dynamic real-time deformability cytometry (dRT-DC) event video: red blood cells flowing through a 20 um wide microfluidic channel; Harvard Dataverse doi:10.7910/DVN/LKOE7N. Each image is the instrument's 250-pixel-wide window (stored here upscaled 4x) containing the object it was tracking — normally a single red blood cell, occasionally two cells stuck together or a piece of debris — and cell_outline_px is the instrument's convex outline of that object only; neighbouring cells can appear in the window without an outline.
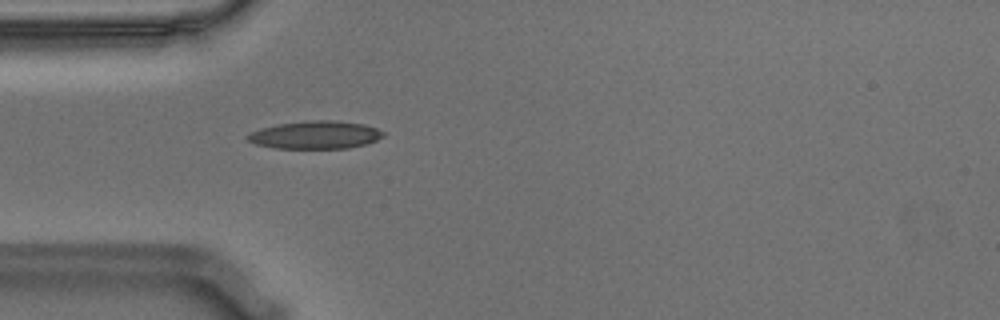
{"species": "Egyptian fruit bat (a non-hibernating species)", "species_latin": "Rousettus aegyptiacus", "temperature_condition": "warm", "stored_images_in_passage": 42, "camera_frame_rate_fps": 3000, "um_per_image_px": 0.085, "animal": {"sex": "male"}, "frame": {"image": 1, "passage_image": 2, "time_ms": 0.333, "image_size_px": [1000, 320], "cell_outline_px": [[384, 136], [376, 140], [364, 144], [348, 148], [276, 148], [256, 144], [248, 140], [244, 136], [260, 128], [280, 124], [304, 120], [332, 120], [364, 124], [376, 128], [384, 132]], "centroid_in_image_um": [26.8, 11.46], "position_along_channel_um": 58.2, "area_um2": 21.91}}
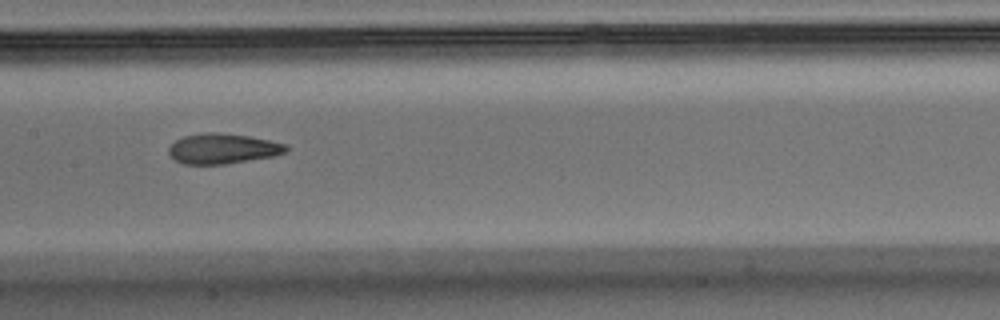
{"frame": {"image": 2, "passage_image": 13, "time_ms": 4.0, "image_size_px": [1000, 320], "cell_outline_px": [[288, 148], [284, 152], [272, 156], [224, 164], [184, 164], [176, 160], [168, 152], [168, 148], [176, 140], [184, 136], [204, 132], [220, 132], [248, 136], [288, 144]], "centroid_in_image_um": [18.92, 12.62], "position_along_channel_um": 188.5, "area_um2": 20.46}}
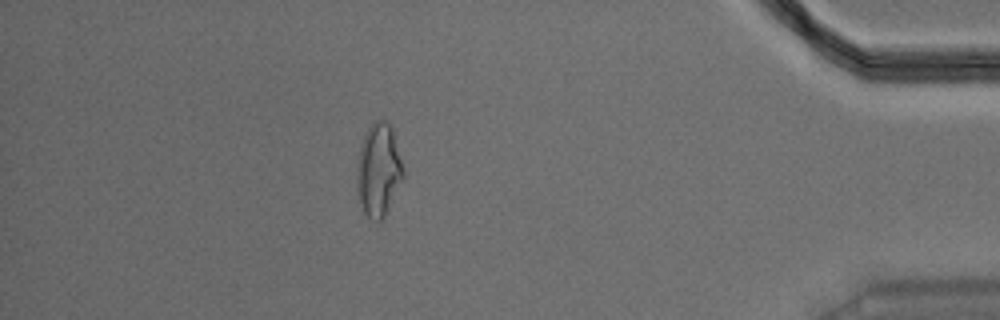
{"frame": {"image": 3, "passage_image": 35, "time_ms": 11.333, "image_size_px": [1000, 320], "cell_outline_px": [[404, 176], [384, 216], [380, 220], [372, 220], [364, 212], [356, 196], [356, 164], [360, 144], [368, 128], [376, 120], [388, 120], [392, 128], [404, 168]], "centroid_in_image_um": [32.15, 14.43], "position_along_channel_um": 403.1, "area_um2": 25.32}, "authors_computed_cell_mechanics": {"area_um2": 21.3571, "velocity_mm_per_s": 3.5734, "shape_relaxation_time_tau1_ms": 8.7636, "shape_relaxation_time_tau2_ms": 1.6955, "deformation_change_tau1": 0.2481, "deformation_change_tau2": 0.0959}}